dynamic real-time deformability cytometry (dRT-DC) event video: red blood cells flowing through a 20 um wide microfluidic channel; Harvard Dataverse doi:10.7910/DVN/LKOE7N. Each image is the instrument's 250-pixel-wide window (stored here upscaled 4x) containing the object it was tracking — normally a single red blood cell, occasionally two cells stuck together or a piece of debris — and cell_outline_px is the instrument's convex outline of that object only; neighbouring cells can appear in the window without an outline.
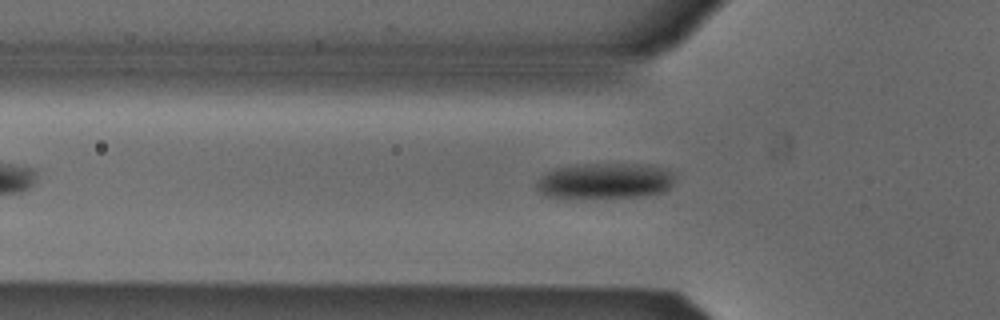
{"species": "Egyptian fruit bat (a non-hibernating species)", "species_latin": "Rousettus aegyptiacus", "temperature_condition": "cold", "stored_images_in_passage": 40, "camera_frame_rate_fps": 3000, "um_per_image_px": 0.085, "animal": {"sex": "male"}, "frame": {"image": 1, "passage_image": 10, "time_ms": 3.0, "image_size_px": [1000, 320], "cell_outline_px": [[676, 176], [672, 184], [664, 192], [644, 196], [584, 200], [568, 200], [548, 196], [540, 192], [536, 188], [536, 180], [544, 172], [552, 168], [584, 164], [652, 164], [676, 172]], "centroid_in_image_um": [51.39, 15.41], "position_along_channel_um": 74.4, "area_um2": 30.29}}
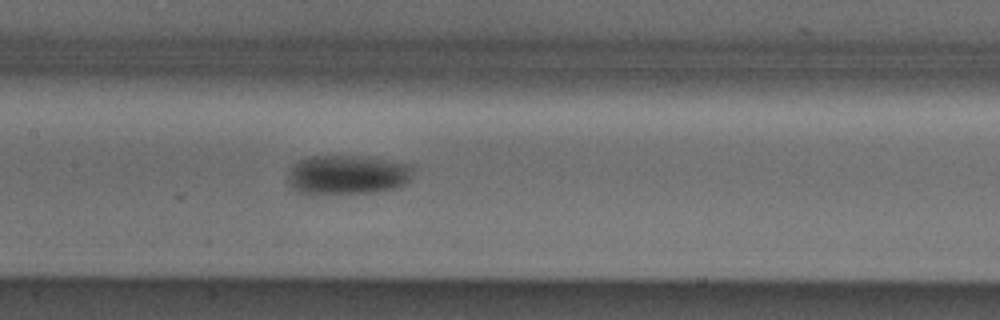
{"frame": {"image": 2, "passage_image": 18, "time_ms": 5.667, "image_size_px": [1000, 320], "cell_outline_px": [[416, 164], [408, 184], [396, 188], [376, 192], [324, 196], [304, 196], [296, 192], [288, 184], [288, 172], [292, 164], [300, 160], [312, 156], [364, 156]], "centroid_in_image_um": [29.52, 14.9], "position_along_channel_um": 177.9, "area_um2": 30.29}}
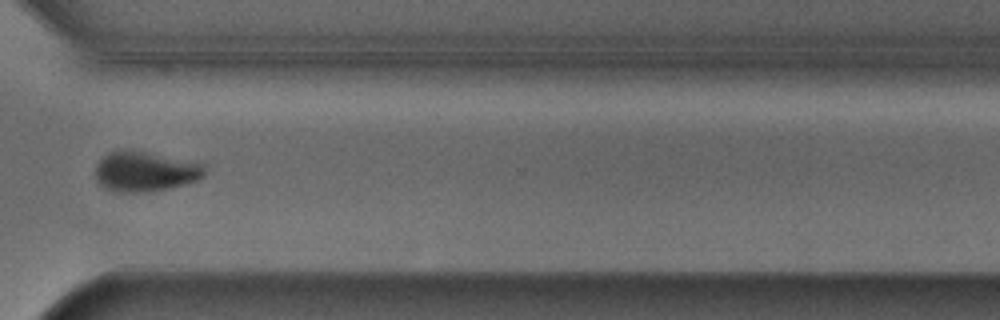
{"frame": {"image": 3, "passage_image": 32, "time_ms": 10.333, "image_size_px": [1000, 320], "cell_outline_px": [[204, 176], [196, 180], [184, 184], [168, 188], [144, 192], [116, 192], [104, 188], [96, 180], [96, 168], [100, 160], [104, 156], [112, 152], [144, 152], [204, 164]], "centroid_in_image_um": [12.32, 14.62], "position_along_channel_um": 358.3, "area_um2": 24.62}, "authors_computed_cell_mechanics": {"area_um2": 28.0041, "velocity_mm_per_s": 3.869, "shape_relaxation_time_tau1_ms": 4.0271, "shape_relaxation_time_tau2_ms": null, "deformation_change_tau1": 0.1284, "deformation_change_tau2": null}}